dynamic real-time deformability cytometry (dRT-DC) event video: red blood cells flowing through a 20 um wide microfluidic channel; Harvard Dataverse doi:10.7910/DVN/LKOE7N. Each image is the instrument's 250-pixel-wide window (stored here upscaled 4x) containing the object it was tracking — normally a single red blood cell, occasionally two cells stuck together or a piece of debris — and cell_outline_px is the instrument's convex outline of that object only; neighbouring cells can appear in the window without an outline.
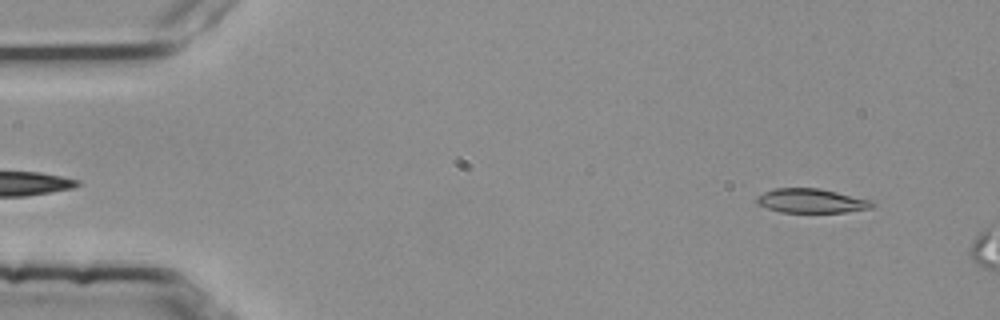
{"species": "common noctule bat (a hibernating species)", "species_latin": "Nyctalus noctula", "temperature_condition": "room temperature", "stored_images_in_passage": 8, "segment_of_instrument_passage": [1, 2], "camera_frame_rate_fps": 3000, "um_per_image_px": 0.085, "animal": {"sex": "female", "body_mass_g": 25.1}, "frame": {"image": 1, "passage_image": 4, "time_ms": 1.0, "image_size_px": [1000, 320], "cell_outline_px": [[876, 204], [872, 208], [844, 212], [780, 212], [756, 204], [756, 196], [764, 192], [776, 188], [820, 188], [872, 200]], "centroid_in_image_um": [68.97, 17.07], "position_along_channel_um": 16.0, "area_um2": 16.36}}